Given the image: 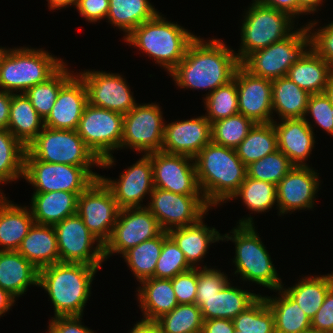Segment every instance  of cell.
I'll return each mask as SVG.
<instances>
[{
	"label": "cell",
	"mask_w": 333,
	"mask_h": 333,
	"mask_svg": "<svg viewBox=\"0 0 333 333\" xmlns=\"http://www.w3.org/2000/svg\"><path fill=\"white\" fill-rule=\"evenodd\" d=\"M119 177L117 181L101 175L99 178L111 190L120 209L143 207L145 195L154 189L151 157L144 154Z\"/></svg>",
	"instance_id": "44dd1931"
},
{
	"label": "cell",
	"mask_w": 333,
	"mask_h": 333,
	"mask_svg": "<svg viewBox=\"0 0 333 333\" xmlns=\"http://www.w3.org/2000/svg\"><path fill=\"white\" fill-rule=\"evenodd\" d=\"M197 180L210 207L230 201L247 176L234 148L209 143L194 157Z\"/></svg>",
	"instance_id": "7a4b0ae2"
},
{
	"label": "cell",
	"mask_w": 333,
	"mask_h": 333,
	"mask_svg": "<svg viewBox=\"0 0 333 333\" xmlns=\"http://www.w3.org/2000/svg\"><path fill=\"white\" fill-rule=\"evenodd\" d=\"M43 128L44 119L26 95L12 93L7 129L14 137L26 148Z\"/></svg>",
	"instance_id": "d6a6232c"
},
{
	"label": "cell",
	"mask_w": 333,
	"mask_h": 333,
	"mask_svg": "<svg viewBox=\"0 0 333 333\" xmlns=\"http://www.w3.org/2000/svg\"><path fill=\"white\" fill-rule=\"evenodd\" d=\"M333 331V287L325 296L324 302L311 320V333Z\"/></svg>",
	"instance_id": "db71d44e"
},
{
	"label": "cell",
	"mask_w": 333,
	"mask_h": 333,
	"mask_svg": "<svg viewBox=\"0 0 333 333\" xmlns=\"http://www.w3.org/2000/svg\"><path fill=\"white\" fill-rule=\"evenodd\" d=\"M15 302V298L7 291L0 287V316L11 309Z\"/></svg>",
	"instance_id": "be15d7a7"
},
{
	"label": "cell",
	"mask_w": 333,
	"mask_h": 333,
	"mask_svg": "<svg viewBox=\"0 0 333 333\" xmlns=\"http://www.w3.org/2000/svg\"><path fill=\"white\" fill-rule=\"evenodd\" d=\"M82 316H57L51 318L47 333H94L82 325Z\"/></svg>",
	"instance_id": "11a10c76"
},
{
	"label": "cell",
	"mask_w": 333,
	"mask_h": 333,
	"mask_svg": "<svg viewBox=\"0 0 333 333\" xmlns=\"http://www.w3.org/2000/svg\"><path fill=\"white\" fill-rule=\"evenodd\" d=\"M237 223V227L230 232L232 235H222V241L231 240L236 245L234 274H240L243 281H251L277 292L284 286L265 245L258 237L251 215Z\"/></svg>",
	"instance_id": "5b68a950"
},
{
	"label": "cell",
	"mask_w": 333,
	"mask_h": 333,
	"mask_svg": "<svg viewBox=\"0 0 333 333\" xmlns=\"http://www.w3.org/2000/svg\"><path fill=\"white\" fill-rule=\"evenodd\" d=\"M156 103L137 104L123 117L122 148H131L145 155L161 151L165 123Z\"/></svg>",
	"instance_id": "7c38bea8"
},
{
	"label": "cell",
	"mask_w": 333,
	"mask_h": 333,
	"mask_svg": "<svg viewBox=\"0 0 333 333\" xmlns=\"http://www.w3.org/2000/svg\"><path fill=\"white\" fill-rule=\"evenodd\" d=\"M25 152L8 129H0V184L23 178Z\"/></svg>",
	"instance_id": "ab89813d"
},
{
	"label": "cell",
	"mask_w": 333,
	"mask_h": 333,
	"mask_svg": "<svg viewBox=\"0 0 333 333\" xmlns=\"http://www.w3.org/2000/svg\"><path fill=\"white\" fill-rule=\"evenodd\" d=\"M12 93L0 91V129H7Z\"/></svg>",
	"instance_id": "91938a15"
},
{
	"label": "cell",
	"mask_w": 333,
	"mask_h": 333,
	"mask_svg": "<svg viewBox=\"0 0 333 333\" xmlns=\"http://www.w3.org/2000/svg\"><path fill=\"white\" fill-rule=\"evenodd\" d=\"M101 267L58 262L39 270L38 287L44 288L54 306V315L83 316L91 284Z\"/></svg>",
	"instance_id": "3957f363"
},
{
	"label": "cell",
	"mask_w": 333,
	"mask_h": 333,
	"mask_svg": "<svg viewBox=\"0 0 333 333\" xmlns=\"http://www.w3.org/2000/svg\"><path fill=\"white\" fill-rule=\"evenodd\" d=\"M310 95L287 76L272 80V109L281 120L306 117Z\"/></svg>",
	"instance_id": "e575fe53"
},
{
	"label": "cell",
	"mask_w": 333,
	"mask_h": 333,
	"mask_svg": "<svg viewBox=\"0 0 333 333\" xmlns=\"http://www.w3.org/2000/svg\"><path fill=\"white\" fill-rule=\"evenodd\" d=\"M54 229L60 262L101 267L102 262L105 261L104 247L77 213L54 225ZM94 244H96L95 247Z\"/></svg>",
	"instance_id": "5bb4252c"
},
{
	"label": "cell",
	"mask_w": 333,
	"mask_h": 333,
	"mask_svg": "<svg viewBox=\"0 0 333 333\" xmlns=\"http://www.w3.org/2000/svg\"><path fill=\"white\" fill-rule=\"evenodd\" d=\"M203 321L196 304H178L155 322L161 333H201Z\"/></svg>",
	"instance_id": "b9f144b4"
},
{
	"label": "cell",
	"mask_w": 333,
	"mask_h": 333,
	"mask_svg": "<svg viewBox=\"0 0 333 333\" xmlns=\"http://www.w3.org/2000/svg\"><path fill=\"white\" fill-rule=\"evenodd\" d=\"M279 297L262 296L274 315L275 333H311V320L282 287Z\"/></svg>",
	"instance_id": "836d02e7"
},
{
	"label": "cell",
	"mask_w": 333,
	"mask_h": 333,
	"mask_svg": "<svg viewBox=\"0 0 333 333\" xmlns=\"http://www.w3.org/2000/svg\"><path fill=\"white\" fill-rule=\"evenodd\" d=\"M76 75L84 82L88 103L93 106L124 115L137 105L122 75L92 70Z\"/></svg>",
	"instance_id": "ac0fdd59"
},
{
	"label": "cell",
	"mask_w": 333,
	"mask_h": 333,
	"mask_svg": "<svg viewBox=\"0 0 333 333\" xmlns=\"http://www.w3.org/2000/svg\"><path fill=\"white\" fill-rule=\"evenodd\" d=\"M148 155L151 157L154 188L183 195H203L194 158L163 151Z\"/></svg>",
	"instance_id": "e0dca14e"
},
{
	"label": "cell",
	"mask_w": 333,
	"mask_h": 333,
	"mask_svg": "<svg viewBox=\"0 0 333 333\" xmlns=\"http://www.w3.org/2000/svg\"><path fill=\"white\" fill-rule=\"evenodd\" d=\"M6 48H2V47H0V62H1V60H2V57L4 56V54H5V52H6Z\"/></svg>",
	"instance_id": "003e7915"
},
{
	"label": "cell",
	"mask_w": 333,
	"mask_h": 333,
	"mask_svg": "<svg viewBox=\"0 0 333 333\" xmlns=\"http://www.w3.org/2000/svg\"><path fill=\"white\" fill-rule=\"evenodd\" d=\"M232 322L234 333H275L274 315L262 295Z\"/></svg>",
	"instance_id": "ee69618b"
},
{
	"label": "cell",
	"mask_w": 333,
	"mask_h": 333,
	"mask_svg": "<svg viewBox=\"0 0 333 333\" xmlns=\"http://www.w3.org/2000/svg\"><path fill=\"white\" fill-rule=\"evenodd\" d=\"M235 150L246 166L278 150L273 123L255 124Z\"/></svg>",
	"instance_id": "74e56055"
},
{
	"label": "cell",
	"mask_w": 333,
	"mask_h": 333,
	"mask_svg": "<svg viewBox=\"0 0 333 333\" xmlns=\"http://www.w3.org/2000/svg\"><path fill=\"white\" fill-rule=\"evenodd\" d=\"M149 196L151 201L146 207L166 232L197 223L211 208L203 195H183L154 188Z\"/></svg>",
	"instance_id": "4fadbf2b"
},
{
	"label": "cell",
	"mask_w": 333,
	"mask_h": 333,
	"mask_svg": "<svg viewBox=\"0 0 333 333\" xmlns=\"http://www.w3.org/2000/svg\"><path fill=\"white\" fill-rule=\"evenodd\" d=\"M310 114L315 123L328 134L333 136V105L328 96L323 93L311 94L306 110V116Z\"/></svg>",
	"instance_id": "f907efd6"
},
{
	"label": "cell",
	"mask_w": 333,
	"mask_h": 333,
	"mask_svg": "<svg viewBox=\"0 0 333 333\" xmlns=\"http://www.w3.org/2000/svg\"><path fill=\"white\" fill-rule=\"evenodd\" d=\"M75 7L88 22H97L107 17L109 0H77Z\"/></svg>",
	"instance_id": "9f6ffc18"
},
{
	"label": "cell",
	"mask_w": 333,
	"mask_h": 333,
	"mask_svg": "<svg viewBox=\"0 0 333 333\" xmlns=\"http://www.w3.org/2000/svg\"><path fill=\"white\" fill-rule=\"evenodd\" d=\"M333 287V273L315 277H303L292 287L282 289L298 303L306 316L312 320L322 306L325 296Z\"/></svg>",
	"instance_id": "d590c367"
},
{
	"label": "cell",
	"mask_w": 333,
	"mask_h": 333,
	"mask_svg": "<svg viewBox=\"0 0 333 333\" xmlns=\"http://www.w3.org/2000/svg\"><path fill=\"white\" fill-rule=\"evenodd\" d=\"M260 4L283 11L292 18L298 16V0H255Z\"/></svg>",
	"instance_id": "680465c9"
},
{
	"label": "cell",
	"mask_w": 333,
	"mask_h": 333,
	"mask_svg": "<svg viewBox=\"0 0 333 333\" xmlns=\"http://www.w3.org/2000/svg\"><path fill=\"white\" fill-rule=\"evenodd\" d=\"M196 37L158 13L136 27L124 40L144 51L170 73L183 60L188 45Z\"/></svg>",
	"instance_id": "277c9868"
},
{
	"label": "cell",
	"mask_w": 333,
	"mask_h": 333,
	"mask_svg": "<svg viewBox=\"0 0 333 333\" xmlns=\"http://www.w3.org/2000/svg\"><path fill=\"white\" fill-rule=\"evenodd\" d=\"M33 224L31 210L11 203L0 190V250L17 251Z\"/></svg>",
	"instance_id": "f1b7e54d"
},
{
	"label": "cell",
	"mask_w": 333,
	"mask_h": 333,
	"mask_svg": "<svg viewBox=\"0 0 333 333\" xmlns=\"http://www.w3.org/2000/svg\"><path fill=\"white\" fill-rule=\"evenodd\" d=\"M24 158L80 167H98L101 164L76 130L51 129L46 126L26 147Z\"/></svg>",
	"instance_id": "ba28073f"
},
{
	"label": "cell",
	"mask_w": 333,
	"mask_h": 333,
	"mask_svg": "<svg viewBox=\"0 0 333 333\" xmlns=\"http://www.w3.org/2000/svg\"><path fill=\"white\" fill-rule=\"evenodd\" d=\"M261 295L248 292L231 286L228 282L223 289L211 298H202L198 305L201 310L203 320L210 319H230L233 320L241 312H244Z\"/></svg>",
	"instance_id": "83f0119b"
},
{
	"label": "cell",
	"mask_w": 333,
	"mask_h": 333,
	"mask_svg": "<svg viewBox=\"0 0 333 333\" xmlns=\"http://www.w3.org/2000/svg\"><path fill=\"white\" fill-rule=\"evenodd\" d=\"M202 219L193 225L174 228L167 232L192 268L197 267V263L204 258L212 243L222 240V235L214 227H207Z\"/></svg>",
	"instance_id": "f546056e"
},
{
	"label": "cell",
	"mask_w": 333,
	"mask_h": 333,
	"mask_svg": "<svg viewBox=\"0 0 333 333\" xmlns=\"http://www.w3.org/2000/svg\"><path fill=\"white\" fill-rule=\"evenodd\" d=\"M163 230L157 219L144 207L120 209L110 239L104 244V258L124 254L130 248L158 236Z\"/></svg>",
	"instance_id": "2e32d148"
},
{
	"label": "cell",
	"mask_w": 333,
	"mask_h": 333,
	"mask_svg": "<svg viewBox=\"0 0 333 333\" xmlns=\"http://www.w3.org/2000/svg\"><path fill=\"white\" fill-rule=\"evenodd\" d=\"M64 64L63 60L43 49H7L0 62V91L25 93L48 80Z\"/></svg>",
	"instance_id": "8992f818"
},
{
	"label": "cell",
	"mask_w": 333,
	"mask_h": 333,
	"mask_svg": "<svg viewBox=\"0 0 333 333\" xmlns=\"http://www.w3.org/2000/svg\"><path fill=\"white\" fill-rule=\"evenodd\" d=\"M123 117L118 112L93 106H85L76 129L85 145L101 161L100 167L109 168L114 162L111 151L121 149Z\"/></svg>",
	"instance_id": "9c48e42d"
},
{
	"label": "cell",
	"mask_w": 333,
	"mask_h": 333,
	"mask_svg": "<svg viewBox=\"0 0 333 333\" xmlns=\"http://www.w3.org/2000/svg\"><path fill=\"white\" fill-rule=\"evenodd\" d=\"M130 333H161L156 322L141 320L137 322Z\"/></svg>",
	"instance_id": "94428289"
},
{
	"label": "cell",
	"mask_w": 333,
	"mask_h": 333,
	"mask_svg": "<svg viewBox=\"0 0 333 333\" xmlns=\"http://www.w3.org/2000/svg\"><path fill=\"white\" fill-rule=\"evenodd\" d=\"M119 211L111 190L100 178L78 196L77 214L103 246L110 239Z\"/></svg>",
	"instance_id": "9a60e30c"
},
{
	"label": "cell",
	"mask_w": 333,
	"mask_h": 333,
	"mask_svg": "<svg viewBox=\"0 0 333 333\" xmlns=\"http://www.w3.org/2000/svg\"><path fill=\"white\" fill-rule=\"evenodd\" d=\"M39 270L17 251L0 250V287L14 298L38 285Z\"/></svg>",
	"instance_id": "4316f807"
},
{
	"label": "cell",
	"mask_w": 333,
	"mask_h": 333,
	"mask_svg": "<svg viewBox=\"0 0 333 333\" xmlns=\"http://www.w3.org/2000/svg\"><path fill=\"white\" fill-rule=\"evenodd\" d=\"M17 252L38 270L60 262L54 226L34 223L23 238Z\"/></svg>",
	"instance_id": "d4e9b609"
},
{
	"label": "cell",
	"mask_w": 333,
	"mask_h": 333,
	"mask_svg": "<svg viewBox=\"0 0 333 333\" xmlns=\"http://www.w3.org/2000/svg\"><path fill=\"white\" fill-rule=\"evenodd\" d=\"M162 247L163 231L158 236L130 248L123 254L122 257L139 282L154 277Z\"/></svg>",
	"instance_id": "f35d334b"
},
{
	"label": "cell",
	"mask_w": 333,
	"mask_h": 333,
	"mask_svg": "<svg viewBox=\"0 0 333 333\" xmlns=\"http://www.w3.org/2000/svg\"><path fill=\"white\" fill-rule=\"evenodd\" d=\"M333 67L312 48L288 70L287 77L310 94L323 93Z\"/></svg>",
	"instance_id": "1f68e13d"
},
{
	"label": "cell",
	"mask_w": 333,
	"mask_h": 333,
	"mask_svg": "<svg viewBox=\"0 0 333 333\" xmlns=\"http://www.w3.org/2000/svg\"><path fill=\"white\" fill-rule=\"evenodd\" d=\"M254 125L251 119L240 113L214 121L211 123L212 143L235 149Z\"/></svg>",
	"instance_id": "bcb514c9"
},
{
	"label": "cell",
	"mask_w": 333,
	"mask_h": 333,
	"mask_svg": "<svg viewBox=\"0 0 333 333\" xmlns=\"http://www.w3.org/2000/svg\"><path fill=\"white\" fill-rule=\"evenodd\" d=\"M322 2L323 0H298V16L315 13Z\"/></svg>",
	"instance_id": "6125c7cd"
},
{
	"label": "cell",
	"mask_w": 333,
	"mask_h": 333,
	"mask_svg": "<svg viewBox=\"0 0 333 333\" xmlns=\"http://www.w3.org/2000/svg\"><path fill=\"white\" fill-rule=\"evenodd\" d=\"M242 198L245 206L257 213L267 212L277 203V185L248 176L231 199Z\"/></svg>",
	"instance_id": "7bdbcfd3"
},
{
	"label": "cell",
	"mask_w": 333,
	"mask_h": 333,
	"mask_svg": "<svg viewBox=\"0 0 333 333\" xmlns=\"http://www.w3.org/2000/svg\"><path fill=\"white\" fill-rule=\"evenodd\" d=\"M228 278L220 270L203 266L197 269V293L195 304L198 306L202 302V298H211L219 293L228 283Z\"/></svg>",
	"instance_id": "681fc988"
},
{
	"label": "cell",
	"mask_w": 333,
	"mask_h": 333,
	"mask_svg": "<svg viewBox=\"0 0 333 333\" xmlns=\"http://www.w3.org/2000/svg\"><path fill=\"white\" fill-rule=\"evenodd\" d=\"M80 194L68 191L34 193L29 208L34 223L54 226L63 219L76 214Z\"/></svg>",
	"instance_id": "484cf974"
},
{
	"label": "cell",
	"mask_w": 333,
	"mask_h": 333,
	"mask_svg": "<svg viewBox=\"0 0 333 333\" xmlns=\"http://www.w3.org/2000/svg\"><path fill=\"white\" fill-rule=\"evenodd\" d=\"M88 103L82 79L73 75L61 88L44 126L51 129L76 130Z\"/></svg>",
	"instance_id": "603a6c76"
},
{
	"label": "cell",
	"mask_w": 333,
	"mask_h": 333,
	"mask_svg": "<svg viewBox=\"0 0 333 333\" xmlns=\"http://www.w3.org/2000/svg\"><path fill=\"white\" fill-rule=\"evenodd\" d=\"M324 93L328 96V98L330 99V101L333 105V73L330 75V78L328 80Z\"/></svg>",
	"instance_id": "03108f58"
},
{
	"label": "cell",
	"mask_w": 333,
	"mask_h": 333,
	"mask_svg": "<svg viewBox=\"0 0 333 333\" xmlns=\"http://www.w3.org/2000/svg\"><path fill=\"white\" fill-rule=\"evenodd\" d=\"M294 19L283 11L253 0L241 26V46L236 53L240 64L253 52L279 42L294 31Z\"/></svg>",
	"instance_id": "52a82bcc"
},
{
	"label": "cell",
	"mask_w": 333,
	"mask_h": 333,
	"mask_svg": "<svg viewBox=\"0 0 333 333\" xmlns=\"http://www.w3.org/2000/svg\"><path fill=\"white\" fill-rule=\"evenodd\" d=\"M140 284L142 287L140 285L137 290V298L144 314L142 320L155 322L178 305L171 279L151 277L140 281Z\"/></svg>",
	"instance_id": "4dcf8cb0"
},
{
	"label": "cell",
	"mask_w": 333,
	"mask_h": 333,
	"mask_svg": "<svg viewBox=\"0 0 333 333\" xmlns=\"http://www.w3.org/2000/svg\"><path fill=\"white\" fill-rule=\"evenodd\" d=\"M204 100V106L207 108H205L207 110L205 116L210 123L238 114L236 71L231 81L206 94Z\"/></svg>",
	"instance_id": "f6af8a7d"
},
{
	"label": "cell",
	"mask_w": 333,
	"mask_h": 333,
	"mask_svg": "<svg viewBox=\"0 0 333 333\" xmlns=\"http://www.w3.org/2000/svg\"><path fill=\"white\" fill-rule=\"evenodd\" d=\"M240 62L232 48L220 39L196 37L187 47L183 60L169 73L176 85L186 89L213 92L234 77Z\"/></svg>",
	"instance_id": "6da1fadb"
},
{
	"label": "cell",
	"mask_w": 333,
	"mask_h": 333,
	"mask_svg": "<svg viewBox=\"0 0 333 333\" xmlns=\"http://www.w3.org/2000/svg\"><path fill=\"white\" fill-rule=\"evenodd\" d=\"M315 22H308L306 25L308 28V33L311 34V48L327 63L333 67V21L317 32L312 31L316 25ZM311 30V31H310Z\"/></svg>",
	"instance_id": "816d5d0a"
},
{
	"label": "cell",
	"mask_w": 333,
	"mask_h": 333,
	"mask_svg": "<svg viewBox=\"0 0 333 333\" xmlns=\"http://www.w3.org/2000/svg\"><path fill=\"white\" fill-rule=\"evenodd\" d=\"M48 7L50 9L60 10V8H66L67 6L76 5L77 0H47Z\"/></svg>",
	"instance_id": "e7e4bbea"
},
{
	"label": "cell",
	"mask_w": 333,
	"mask_h": 333,
	"mask_svg": "<svg viewBox=\"0 0 333 333\" xmlns=\"http://www.w3.org/2000/svg\"><path fill=\"white\" fill-rule=\"evenodd\" d=\"M191 268L175 241L163 231V247L157 260L154 278L172 279Z\"/></svg>",
	"instance_id": "c3c4849f"
},
{
	"label": "cell",
	"mask_w": 333,
	"mask_h": 333,
	"mask_svg": "<svg viewBox=\"0 0 333 333\" xmlns=\"http://www.w3.org/2000/svg\"><path fill=\"white\" fill-rule=\"evenodd\" d=\"M234 325L230 319L204 320L201 333H234Z\"/></svg>",
	"instance_id": "6f0895ef"
},
{
	"label": "cell",
	"mask_w": 333,
	"mask_h": 333,
	"mask_svg": "<svg viewBox=\"0 0 333 333\" xmlns=\"http://www.w3.org/2000/svg\"><path fill=\"white\" fill-rule=\"evenodd\" d=\"M90 168L92 167L47 163L36 158H24L23 177L34 186V193L51 191L82 193L100 177Z\"/></svg>",
	"instance_id": "8fae6325"
},
{
	"label": "cell",
	"mask_w": 333,
	"mask_h": 333,
	"mask_svg": "<svg viewBox=\"0 0 333 333\" xmlns=\"http://www.w3.org/2000/svg\"><path fill=\"white\" fill-rule=\"evenodd\" d=\"M197 268L179 273L171 279L178 304H195L197 289Z\"/></svg>",
	"instance_id": "f5cc1de1"
},
{
	"label": "cell",
	"mask_w": 333,
	"mask_h": 333,
	"mask_svg": "<svg viewBox=\"0 0 333 333\" xmlns=\"http://www.w3.org/2000/svg\"><path fill=\"white\" fill-rule=\"evenodd\" d=\"M294 167L279 149L246 166L247 176L272 184H278Z\"/></svg>",
	"instance_id": "7dc6e473"
},
{
	"label": "cell",
	"mask_w": 333,
	"mask_h": 333,
	"mask_svg": "<svg viewBox=\"0 0 333 333\" xmlns=\"http://www.w3.org/2000/svg\"><path fill=\"white\" fill-rule=\"evenodd\" d=\"M211 142V123L203 115L165 124L161 151L194 158L204 146Z\"/></svg>",
	"instance_id": "7402d4cb"
},
{
	"label": "cell",
	"mask_w": 333,
	"mask_h": 333,
	"mask_svg": "<svg viewBox=\"0 0 333 333\" xmlns=\"http://www.w3.org/2000/svg\"><path fill=\"white\" fill-rule=\"evenodd\" d=\"M64 64L45 82L29 88L24 94L30 100L37 113L45 119L57 99L60 88L73 76Z\"/></svg>",
	"instance_id": "60d3db41"
},
{
	"label": "cell",
	"mask_w": 333,
	"mask_h": 333,
	"mask_svg": "<svg viewBox=\"0 0 333 333\" xmlns=\"http://www.w3.org/2000/svg\"><path fill=\"white\" fill-rule=\"evenodd\" d=\"M157 11L148 0H109L107 19L127 37L136 27L154 18Z\"/></svg>",
	"instance_id": "8d00e7d4"
},
{
	"label": "cell",
	"mask_w": 333,
	"mask_h": 333,
	"mask_svg": "<svg viewBox=\"0 0 333 333\" xmlns=\"http://www.w3.org/2000/svg\"><path fill=\"white\" fill-rule=\"evenodd\" d=\"M239 113L255 124L273 122L272 81L252 75L241 64L236 69Z\"/></svg>",
	"instance_id": "d6986e66"
},
{
	"label": "cell",
	"mask_w": 333,
	"mask_h": 333,
	"mask_svg": "<svg viewBox=\"0 0 333 333\" xmlns=\"http://www.w3.org/2000/svg\"><path fill=\"white\" fill-rule=\"evenodd\" d=\"M310 48L311 38L305 25L285 39L251 53L241 65L252 75L272 81L287 76L290 67Z\"/></svg>",
	"instance_id": "30bf717a"
},
{
	"label": "cell",
	"mask_w": 333,
	"mask_h": 333,
	"mask_svg": "<svg viewBox=\"0 0 333 333\" xmlns=\"http://www.w3.org/2000/svg\"><path fill=\"white\" fill-rule=\"evenodd\" d=\"M273 121L277 134L278 149L294 166H307L305 163L314 148L313 127L306 117Z\"/></svg>",
	"instance_id": "cb8c5ba5"
},
{
	"label": "cell",
	"mask_w": 333,
	"mask_h": 333,
	"mask_svg": "<svg viewBox=\"0 0 333 333\" xmlns=\"http://www.w3.org/2000/svg\"><path fill=\"white\" fill-rule=\"evenodd\" d=\"M318 174L310 166H294L277 184L279 215L312 209L319 189ZM315 198V199H314Z\"/></svg>",
	"instance_id": "ffe728a7"
}]
</instances>
